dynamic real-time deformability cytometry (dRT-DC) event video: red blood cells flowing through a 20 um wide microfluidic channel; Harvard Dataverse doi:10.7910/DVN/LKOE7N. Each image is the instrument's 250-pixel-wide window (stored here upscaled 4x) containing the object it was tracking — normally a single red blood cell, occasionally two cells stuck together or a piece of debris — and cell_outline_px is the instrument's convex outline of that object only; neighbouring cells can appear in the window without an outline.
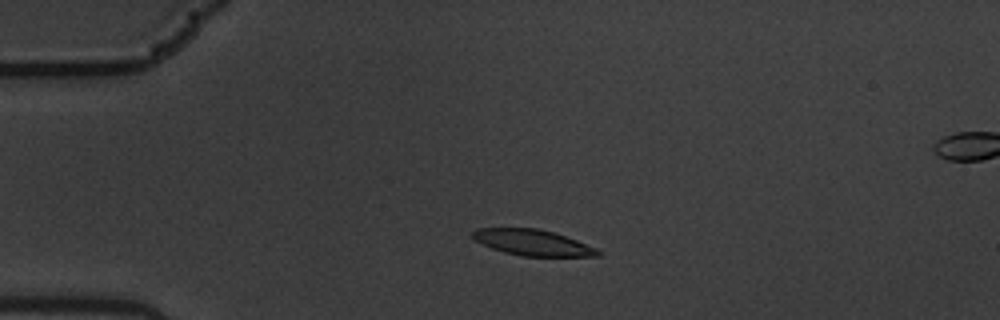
{"species": "common noctule bat (a hibernating species)", "species_latin": "Nyctalus noctula", "temperature_condition": "warm", "stored_images_in_passage": 5, "camera_frame_rate_fps": 3000, "um_per_image_px": 0.085, "animal": {"sex": "male", "body_mass_g": 19.5, "forearm_length_mm": 54.6}, "frame": {"image": 1, "passage_image": 4, "time_ms": 1.0, "image_size_px": [1000, 320], "cell_outline_px": [[600, 256], [524, 256], [504, 252], [492, 248], [472, 240], [472, 232], [476, 228], [536, 228], [552, 232], [576, 240], [596, 248], [600, 252]], "centroid_in_image_um": [45.22, 20.61], "position_along_channel_um": 39.8, "area_um2": 18.73}}